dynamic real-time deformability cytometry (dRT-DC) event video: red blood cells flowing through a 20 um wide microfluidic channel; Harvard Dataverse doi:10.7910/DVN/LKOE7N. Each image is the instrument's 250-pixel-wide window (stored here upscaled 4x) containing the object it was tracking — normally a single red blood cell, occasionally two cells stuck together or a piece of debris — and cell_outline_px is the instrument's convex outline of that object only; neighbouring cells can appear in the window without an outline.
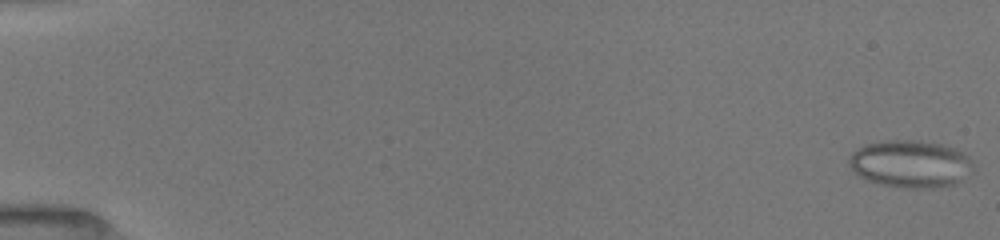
{"species": "common noctule bat (a hibernating species)", "species_latin": "Nyctalus noctula", "temperature_condition": "room temperature", "stored_images_in_passage": 19, "camera_frame_rate_fps": 3000, "um_per_image_px": 0.085, "animal": {"sex": "female", "body_mass_g": 19.5, "forearm_length_mm": 54.1}, "frame": {"image": 1, "passage_image": 1, "time_ms": 0.0, "image_size_px": [1000, 240], "cell_outline_px": [[968, 160], [960, 180], [952, 184], [932, 188], [908, 188], [884, 184], [864, 180], [848, 164], [848, 160], [852, 152], [864, 144], [888, 140], [912, 140], [940, 144], [952, 148], [968, 156]], "centroid_in_image_um": [77.23, 13.92], "position_along_channel_um": 7.8, "area_um2": 33.06}}
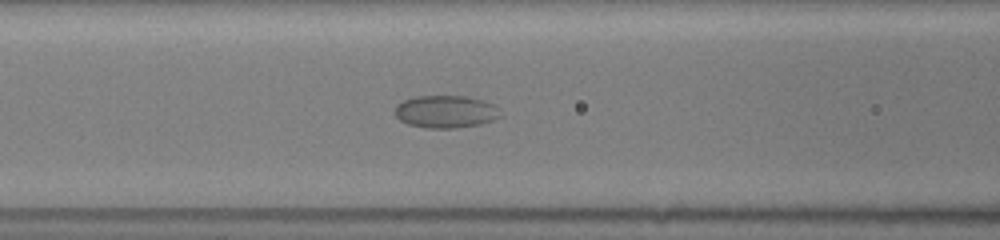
{"frame": {"image": 2, "passage_image": 15, "time_ms": 7.667, "image_size_px": [1000, 240], "cell_outline_px": [[504, 116], [480, 124], [456, 128], [424, 128], [408, 124], [400, 120], [396, 116], [396, 104], [412, 96], [468, 96], [484, 100], [492, 104]], "centroid_in_image_um": [37.89, 9.49], "position_along_channel_um": 128.7, "area_um2": 20.11}}
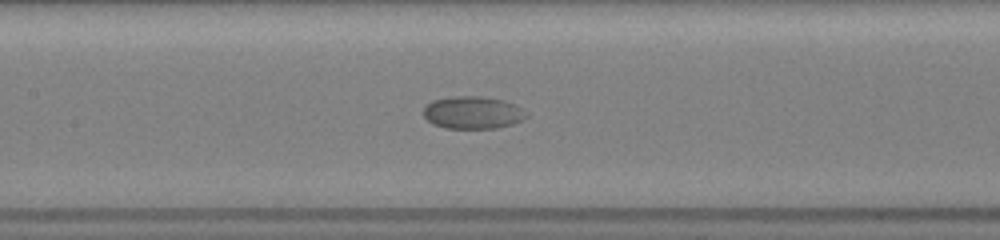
{"frame": {"image": 3, "passage_image": 18, "time_ms": 8.667, "image_size_px": [1000, 240], "cell_outline_px": [[528, 116], [524, 120], [512, 124], [496, 128], [444, 128], [432, 124], [424, 116], [424, 108], [432, 100], [452, 96], [484, 96], [504, 100], [524, 108], [528, 112]], "centroid_in_image_um": [40.23, 9.56], "position_along_channel_um": 167.2, "area_um2": 19.77}}